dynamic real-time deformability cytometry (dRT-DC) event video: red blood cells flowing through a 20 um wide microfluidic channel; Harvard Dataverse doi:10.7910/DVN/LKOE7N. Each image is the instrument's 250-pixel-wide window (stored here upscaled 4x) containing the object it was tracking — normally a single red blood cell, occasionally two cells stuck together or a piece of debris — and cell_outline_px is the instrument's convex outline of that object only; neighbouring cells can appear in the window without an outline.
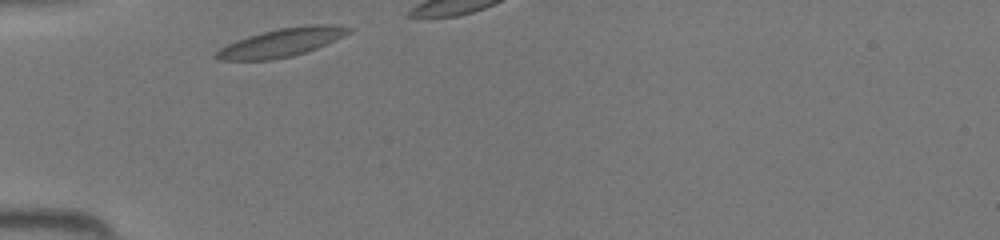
{"species": "common noctule bat (a hibernating species)", "species_latin": "Nyctalus noctula", "temperature_condition": "room temperature", "stored_images_in_passage": 7, "camera_frame_rate_fps": 3000, "um_per_image_px": 0.085, "animal": {"sex": "female", "body_mass_g": 19.5, "forearm_length_mm": 54.1}, "frame": {"image": 1, "passage_image": 1, "time_ms": 0.0, "image_size_px": [1000, 240], "cell_outline_px": [[352, 32], [344, 36], [316, 48], [292, 56], [272, 60], [216, 60], [212, 56], [220, 48], [236, 40], [248, 36], [280, 28], [308, 24], [332, 24], [352, 28]], "centroid_in_image_um": [23.93, 3.61], "position_along_channel_um": 61.1, "area_um2": 21.85}}
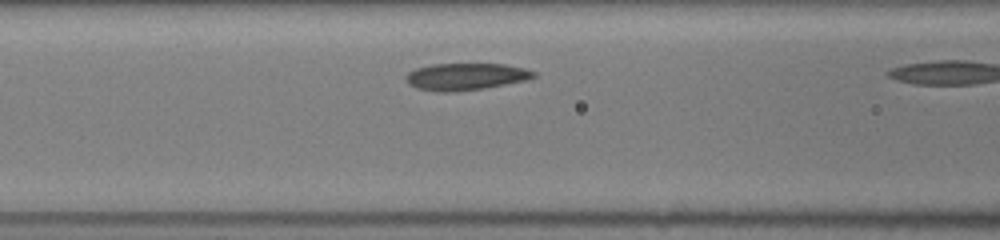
{"frame": {"image": 2, "passage_image": 6, "time_ms": 1.667, "image_size_px": [1000, 240], "cell_outline_px": [[536, 76], [528, 80], [484, 88], [452, 92], [436, 92], [416, 88], [408, 84], [404, 76], [408, 72], [416, 68], [432, 64], [504, 64], [524, 68], [536, 72]], "centroid_in_image_um": [39.56, 6.51], "position_along_channel_um": 127.0, "area_um2": 20.23}}